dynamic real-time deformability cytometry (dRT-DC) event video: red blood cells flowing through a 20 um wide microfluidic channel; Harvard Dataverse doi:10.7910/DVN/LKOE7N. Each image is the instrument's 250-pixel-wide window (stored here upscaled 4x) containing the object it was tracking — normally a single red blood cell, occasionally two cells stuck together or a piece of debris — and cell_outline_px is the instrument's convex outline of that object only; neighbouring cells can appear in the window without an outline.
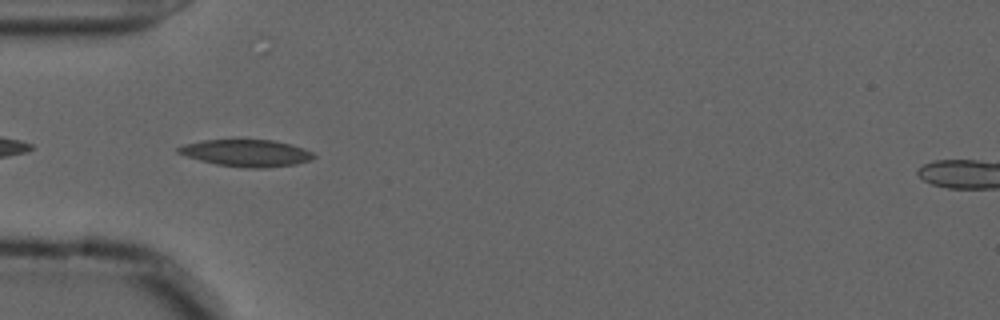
{"species": "common noctule bat (a hibernating species)", "species_latin": "Nyctalus noctula", "temperature_condition": "cold", "stored_images_in_passage": 38, "camera_frame_rate_fps": 3000, "um_per_image_px": 0.085, "animal": {"sex": "male", "forearm_length_mm": 52.5}, "frame": {"image": 1, "passage_image": 1, "time_ms": 0.0, "image_size_px": [1000, 320], "cell_outline_px": [[316, 156], [312, 160], [296, 164], [264, 168], [244, 168], [216, 164], [200, 160], [176, 152], [176, 148], [184, 144], [204, 140], [272, 140], [292, 144], [304, 148], [312, 152]], "centroid_in_image_um": [20.98, 13.01], "position_along_channel_um": 64.0, "area_um2": 21.27}}
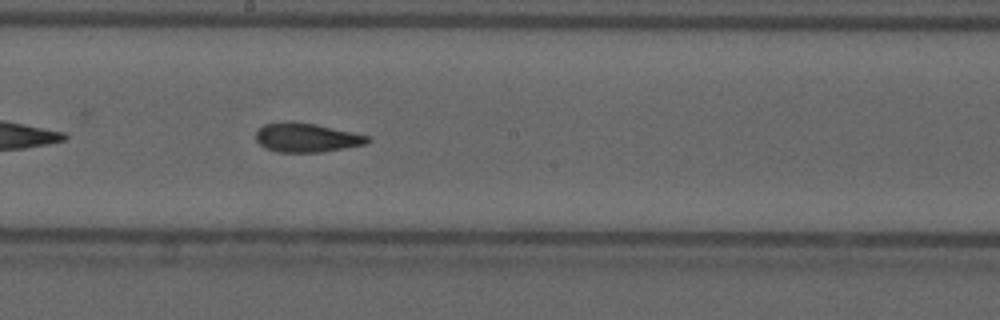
{"frame": {"image": 2, "passage_image": 14, "time_ms": 4.333, "image_size_px": [1000, 320], "cell_outline_px": [[372, 140], [364, 144], [324, 152], [276, 152], [264, 148], [256, 140], [256, 132], [264, 124], [316, 124], [372, 136]], "centroid_in_image_um": [26.12, 11.74], "position_along_channel_um": 222.1, "area_um2": 18.44}}
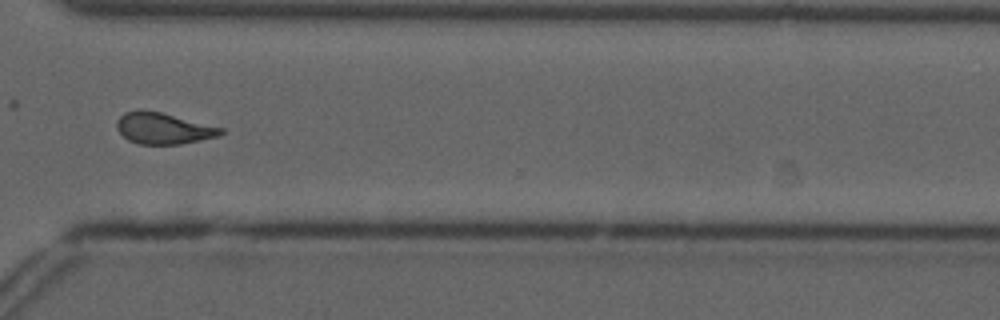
{"frame": {"image": 3, "passage_image": 25, "time_ms": 8.0, "image_size_px": [1000, 320], "cell_outline_px": [[224, 132], [220, 136], [180, 144], [140, 144], [128, 140], [116, 128], [116, 120], [124, 112], [160, 112], [224, 128]], "centroid_in_image_um": [13.91, 10.94], "position_along_channel_um": 356.7, "area_um2": 18.55}, "authors_computed_cell_mechanics": {"area_um2": 19.2185, "velocity_mm_per_s": 3.6688, "shape_relaxation_time_tau1_ms": 10.57, "shape_relaxation_time_tau2_ms": 3.2767, "deformation_change_tau1": 0.2081, "deformation_change_tau2": 0.1036}}